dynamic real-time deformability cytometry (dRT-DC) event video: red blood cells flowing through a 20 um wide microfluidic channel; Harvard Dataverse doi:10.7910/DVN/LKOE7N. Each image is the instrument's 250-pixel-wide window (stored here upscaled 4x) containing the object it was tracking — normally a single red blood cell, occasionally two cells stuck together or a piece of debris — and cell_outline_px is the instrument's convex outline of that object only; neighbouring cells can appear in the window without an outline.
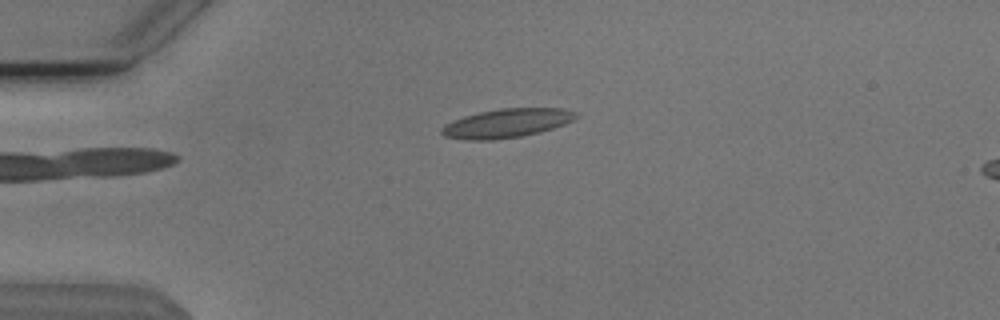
{"species": "Egyptian fruit bat (a non-hibernating species)", "species_latin": "Rousettus aegyptiacus", "temperature_condition": "cold", "stored_images_in_passage": 42, "camera_frame_rate_fps": 3000, "um_per_image_px": 0.085, "animal": {"sex": "male"}, "frame": {"image": 1, "passage_image": 1, "time_ms": 0.0, "image_size_px": [1000, 320], "cell_outline_px": [[580, 116], [564, 124], [540, 132], [520, 136], [492, 140], [468, 140], [444, 136], [440, 132], [440, 128], [444, 124], [452, 120], [464, 116], [480, 112], [500, 108], [564, 108], [576, 112]], "centroid_in_image_um": [43.05, 10.46], "position_along_channel_um": 41.9, "area_um2": 22.66}}
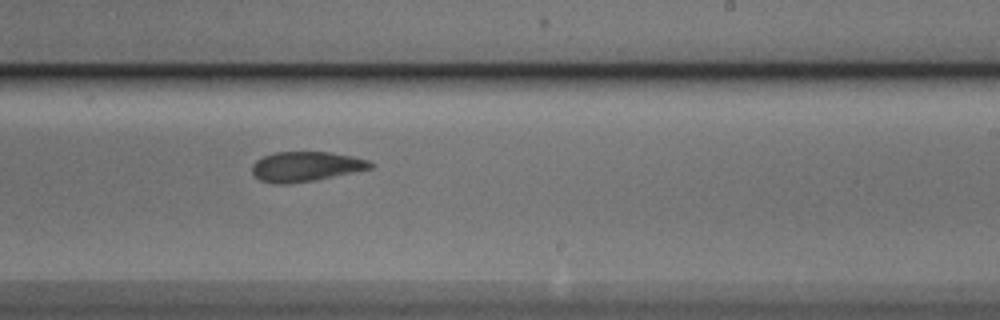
{"frame": {"image": 2, "passage_image": 21, "time_ms": 6.667, "image_size_px": [1000, 320], "cell_outline_px": [[376, 164], [372, 168], [316, 180], [288, 184], [272, 184], [260, 180], [252, 172], [252, 164], [256, 160], [264, 156], [276, 152], [332, 152], [352, 156], [368, 160]], "centroid_in_image_um": [26.0, 14.16], "position_along_channel_um": 263.0, "area_um2": 20.69}}
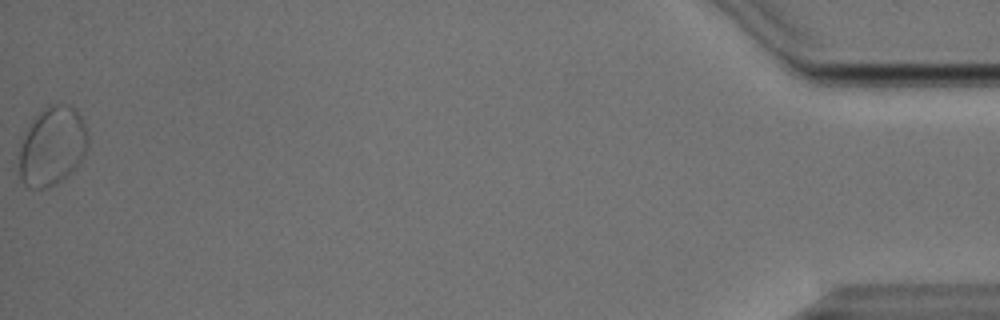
{"frame": {"image": 3, "passage_image": 42, "time_ms": 13.667, "image_size_px": [1000, 320], "cell_outline_px": [[88, 148], [80, 160], [56, 184], [48, 188], [28, 188], [24, 184], [20, 176], [20, 140], [32, 116], [48, 104], [72, 104], [76, 108], [84, 124], [88, 136]], "centroid_in_image_um": [4.4, 12.36], "position_along_channel_um": 430.8, "area_um2": 31.85}, "authors_computed_cell_mechanics": {"area_um2": 21.4149, "velocity_mm_per_s": 3.7673, "shape_relaxation_time_tau1_ms": null, "shape_relaxation_time_tau2_ms": 3.3914, "deformation_change_tau1": null, "deformation_change_tau2": 0.0831}}